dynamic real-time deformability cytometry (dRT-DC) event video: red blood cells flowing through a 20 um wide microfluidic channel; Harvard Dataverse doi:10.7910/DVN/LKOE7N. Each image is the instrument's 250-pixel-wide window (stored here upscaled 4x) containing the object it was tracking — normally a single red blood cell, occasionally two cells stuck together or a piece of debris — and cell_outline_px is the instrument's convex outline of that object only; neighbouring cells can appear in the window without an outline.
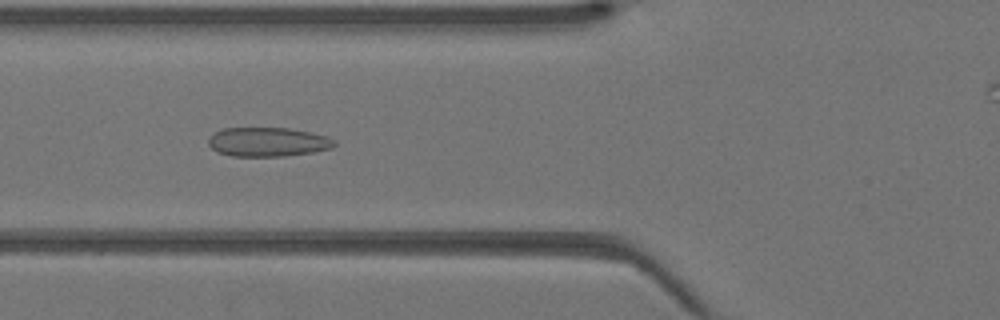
{"species": "Egyptian fruit bat (a non-hibernating species)", "species_latin": "Rousettus aegyptiacus", "temperature_condition": "warm", "stored_images_in_passage": 35, "camera_frame_rate_fps": 3000, "um_per_image_px": 0.085, "animal": {"sex": "female"}, "frame": {"image": 1, "passage_image": 8, "time_ms": 2.333, "image_size_px": [1000, 320], "cell_outline_px": [[336, 144], [332, 148], [312, 152], [284, 156], [232, 156], [216, 152], [208, 144], [208, 136], [224, 128], [288, 128], [312, 132], [328, 136], [336, 140]], "centroid_in_image_um": [22.77, 12.06], "position_along_channel_um": 103.0, "area_um2": 21.56}}
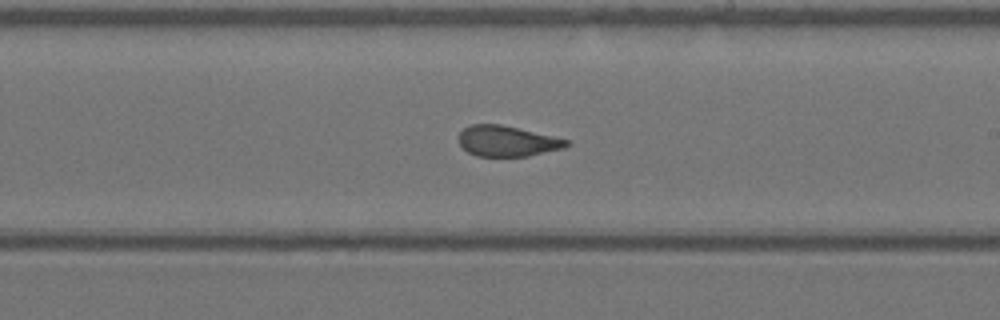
{"frame": {"image": 2, "passage_image": 17, "time_ms": 5.333, "image_size_px": [1000, 320], "cell_outline_px": [[572, 144], [564, 148], [528, 156], [476, 156], [468, 152], [460, 144], [456, 136], [464, 128], [472, 124], [500, 124], [552, 136], [568, 140]], "centroid_in_image_um": [43.09, 11.99], "position_along_channel_um": 245.9, "area_um2": 19.19}}
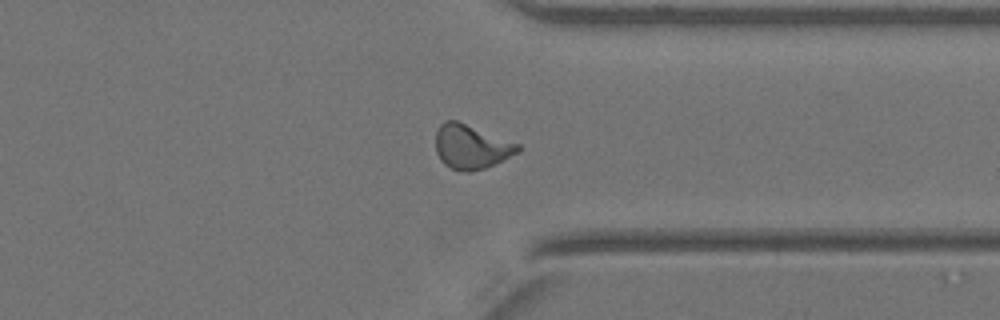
{"frame": {"image": 3, "passage_image": 25, "time_ms": 8.0, "image_size_px": [1000, 320], "cell_outline_px": [[520, 152], [484, 168], [472, 172], [460, 172], [444, 164], [440, 160], [436, 152], [436, 132], [440, 124], [444, 120], [456, 120], [520, 144]], "centroid_in_image_um": [40.03, 12.48], "position_along_channel_um": 371.4, "area_um2": 21.21}}